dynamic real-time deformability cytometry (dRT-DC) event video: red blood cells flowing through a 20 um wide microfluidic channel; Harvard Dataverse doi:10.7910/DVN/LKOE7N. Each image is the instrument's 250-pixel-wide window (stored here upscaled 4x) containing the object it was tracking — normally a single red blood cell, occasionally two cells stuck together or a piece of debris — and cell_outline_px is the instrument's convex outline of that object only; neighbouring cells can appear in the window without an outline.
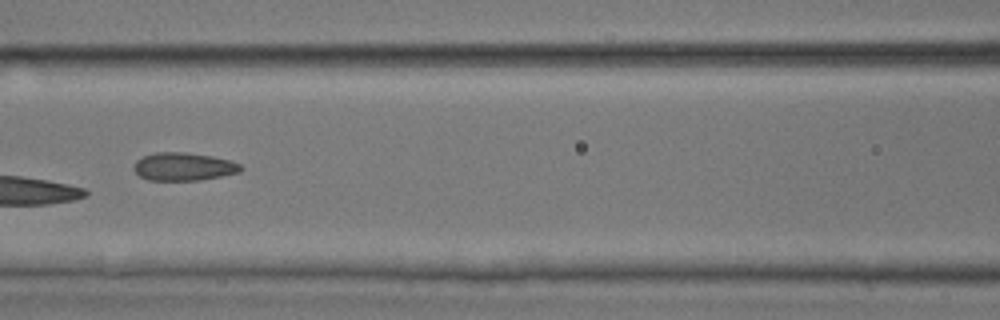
{"species": "common noctule bat (a hibernating species)", "species_latin": "Nyctalus noctula", "temperature_condition": "room temperature", "stored_images_in_passage": 5, "camera_frame_rate_fps": 3000, "um_per_image_px": 0.085, "animal": {"sex": "male", "body_mass_g": 17.9, "forearm_length_mm": 54.2}, "frame": {"image": 1, "passage_image": 5, "time_ms": 1.333, "image_size_px": [1000, 320], "cell_outline_px": [[244, 168], [240, 172], [200, 180], [148, 180], [140, 176], [132, 168], [136, 160], [144, 156], [156, 152], [184, 152], [212, 156], [232, 160], [240, 164]], "centroid_in_image_um": [15.62, 14.16], "position_along_channel_um": 151.0, "area_um2": 17.51}}